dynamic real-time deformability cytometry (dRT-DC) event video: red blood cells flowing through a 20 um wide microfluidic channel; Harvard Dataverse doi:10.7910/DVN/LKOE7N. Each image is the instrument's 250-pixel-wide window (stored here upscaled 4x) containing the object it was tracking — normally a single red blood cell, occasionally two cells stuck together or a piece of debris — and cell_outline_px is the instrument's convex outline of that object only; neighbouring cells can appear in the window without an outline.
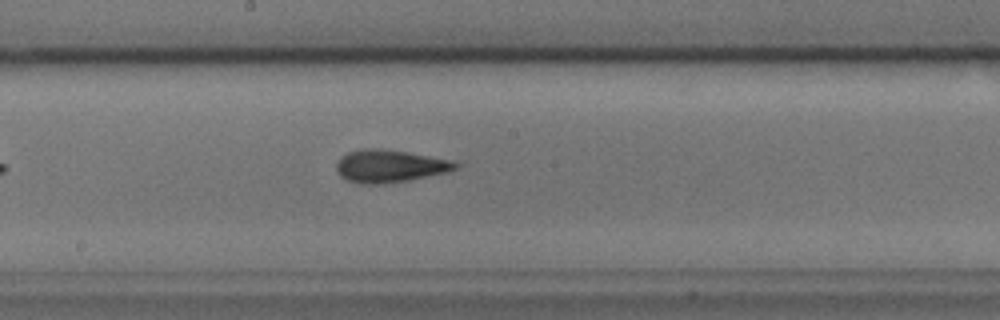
{"species": "common noctule bat (a hibernating species)", "species_latin": "Nyctalus noctula", "temperature_condition": "cold", "stored_images_in_passage": 41, "camera_frame_rate_fps": 3000, "um_per_image_px": 0.085, "animal": {"sex": "male", "body_mass_g": 17.9, "forearm_length_mm": 54.2}, "frame": {"image": 1, "passage_image": 18, "time_ms": 5.667, "image_size_px": [1000, 320], "cell_outline_px": [[460, 164], [456, 168], [444, 172], [408, 180], [380, 184], [364, 184], [348, 180], [340, 176], [336, 168], [336, 164], [340, 156], [348, 152], [360, 148], [380, 148], [408, 152], [452, 160]], "centroid_in_image_um": [33.07, 14.1], "position_along_channel_um": 215.1, "area_um2": 22.48}, "authors_computed_cell_mechanics": {"area_um2": 21.5594, "velocity_mm_per_s": 3.7748, "shape_relaxation_time_tau1_ms": 2.4502, "shape_relaxation_time_tau2_ms": 4.7222, "deformation_change_tau1": 0.128, "deformation_change_tau2": 0.1843}}